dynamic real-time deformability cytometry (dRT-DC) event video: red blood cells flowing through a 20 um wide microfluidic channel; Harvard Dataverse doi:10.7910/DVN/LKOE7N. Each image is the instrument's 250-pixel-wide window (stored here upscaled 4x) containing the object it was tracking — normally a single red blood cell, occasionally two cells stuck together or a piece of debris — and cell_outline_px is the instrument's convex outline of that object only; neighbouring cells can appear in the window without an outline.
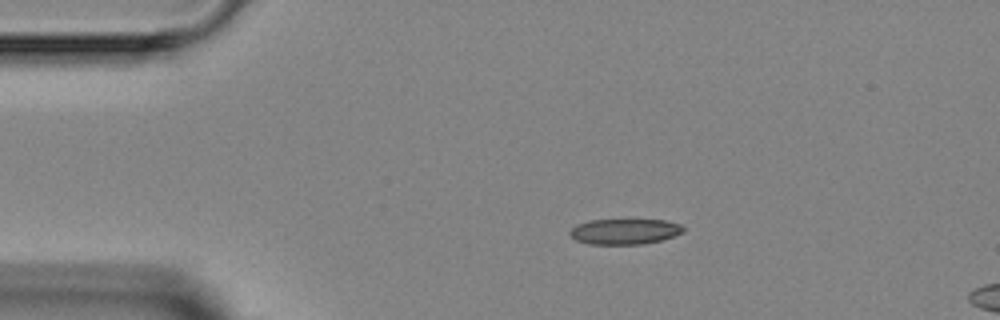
{"species": "Egyptian fruit bat (a non-hibernating species)", "species_latin": "Rousettus aegyptiacus", "temperature_condition": "room temperature", "stored_images_in_passage": 10, "camera_frame_rate_fps": 3000, "um_per_image_px": 0.085, "animal": {"sex": "female"}, "frame": {"image": 1, "passage_image": 1, "time_ms": 0.0, "image_size_px": [1000, 320], "cell_outline_px": [[684, 232], [660, 240], [644, 244], [588, 244], [576, 240], [568, 232], [576, 224], [588, 220], [664, 220], [680, 224], [684, 228]], "centroid_in_image_um": [53.07, 19.67], "position_along_channel_um": 31.9, "area_um2": 16.82}}
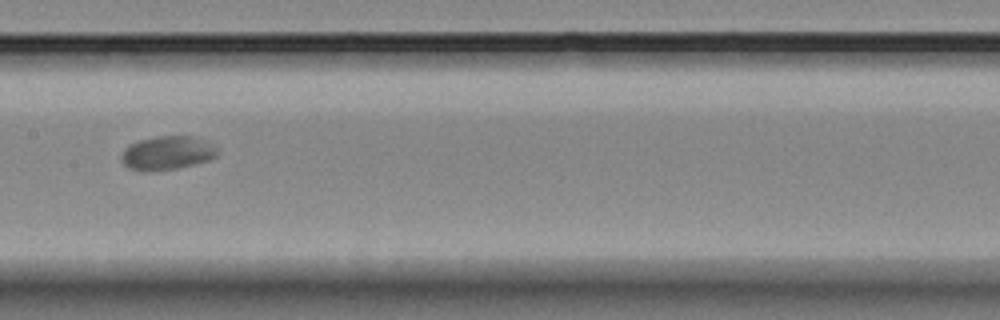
{"frame": {"image": 2, "passage_image": 6, "time_ms": 5.667, "image_size_px": [1000, 320], "cell_outline_px": [[220, 152], [216, 156], [208, 160], [176, 168], [148, 172], [128, 168], [120, 160], [120, 156], [124, 148], [128, 144], [140, 140], [156, 136], [192, 136], [212, 144]], "centroid_in_image_um": [14.16, 13.0], "position_along_channel_um": 193.2, "area_um2": 18.9}}
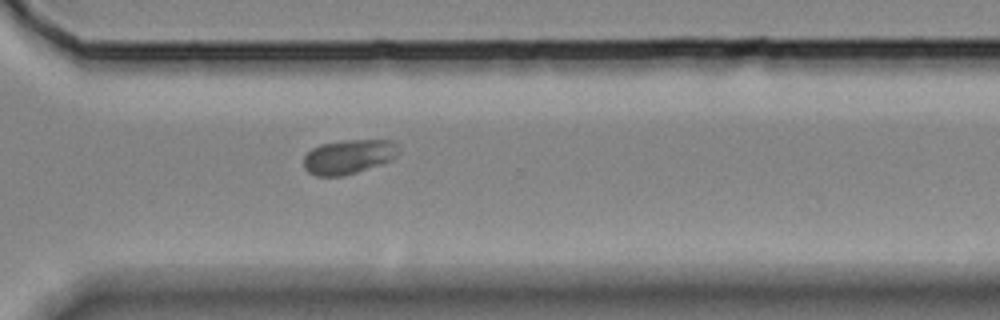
{"frame": {"image": 3, "passage_image": 10, "time_ms": 10.333, "image_size_px": [1000, 320], "cell_outline_px": [[396, 156], [392, 160], [344, 176], [316, 176], [308, 172], [304, 168], [304, 156], [312, 148], [320, 144], [344, 140], [392, 140], [396, 144]], "centroid_in_image_um": [29.59, 13.32], "position_along_channel_um": 341.0, "area_um2": 18.9}}